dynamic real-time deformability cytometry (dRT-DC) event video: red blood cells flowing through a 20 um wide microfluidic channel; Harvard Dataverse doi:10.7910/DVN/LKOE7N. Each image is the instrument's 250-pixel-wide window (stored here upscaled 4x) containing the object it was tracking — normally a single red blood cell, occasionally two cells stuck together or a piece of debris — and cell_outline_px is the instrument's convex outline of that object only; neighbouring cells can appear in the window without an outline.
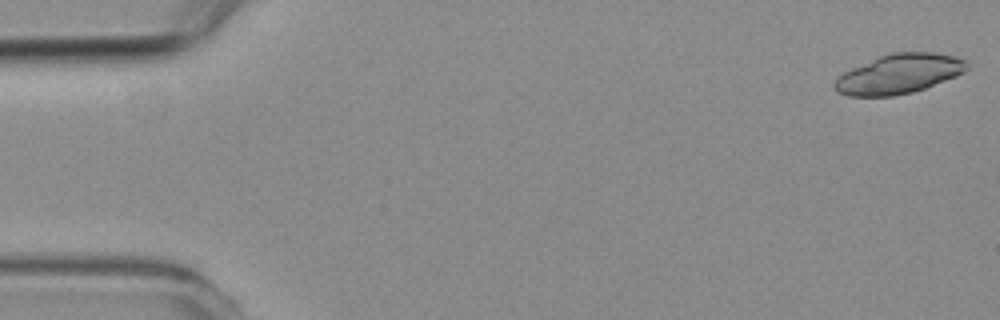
{"species": "common noctule bat (a hibernating species)", "species_latin": "Nyctalus noctula", "temperature_condition": "room temperature", "stored_images_in_passage": 8, "camera_frame_rate_fps": 3000, "um_per_image_px": 0.085, "animal": {"sex": "female", "body_mass_g": 19.3, "forearm_length_mm": 54.1}, "frame": {"image": 1, "passage_image": 1, "time_ms": 0.0, "image_size_px": [1000, 320], "cell_outline_px": [[968, 68], [964, 72], [956, 76], [924, 88], [912, 92], [892, 96], [848, 96], [836, 92], [832, 88], [832, 84], [836, 76], [852, 68], [880, 56], [892, 52], [932, 52], [956, 56], [968, 60]], "centroid_in_image_um": [76.39, 6.28], "position_along_channel_um": 8.6, "area_um2": 30.63}}